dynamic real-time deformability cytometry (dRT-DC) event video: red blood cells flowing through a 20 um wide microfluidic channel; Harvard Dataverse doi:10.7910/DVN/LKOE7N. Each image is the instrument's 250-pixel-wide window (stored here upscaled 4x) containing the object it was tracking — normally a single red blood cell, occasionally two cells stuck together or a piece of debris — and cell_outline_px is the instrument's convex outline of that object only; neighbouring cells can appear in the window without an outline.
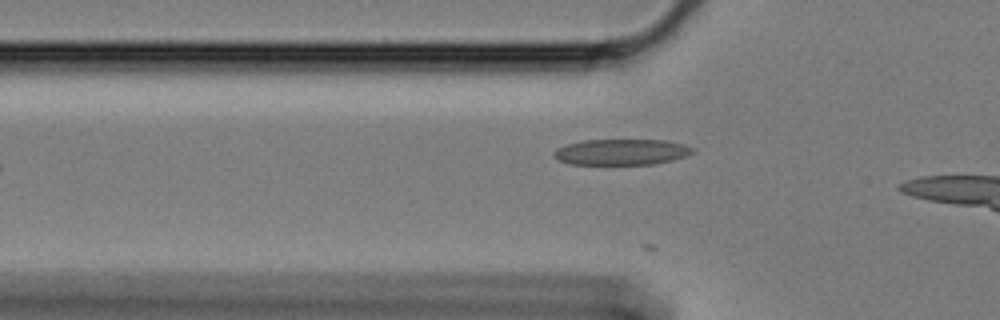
{"species": "Egyptian fruit bat (a non-hibernating species)", "species_latin": "Rousettus aegyptiacus", "temperature_condition": "cold", "stored_images_in_passage": 9, "camera_frame_rate_fps": 3000, "um_per_image_px": 0.085, "animal": {"sex": "female"}, "frame": {"image": 1, "passage_image": 2, "time_ms": 0.333, "image_size_px": [1000, 320], "cell_outline_px": [[696, 148], [692, 152], [684, 156], [672, 160], [652, 164], [572, 164], [560, 160], [552, 156], [552, 152], [556, 148], [564, 144], [584, 140], [664, 140], [684, 144]], "centroid_in_image_um": [52.78, 12.91], "position_along_channel_um": 73.0, "area_um2": 20.92}}